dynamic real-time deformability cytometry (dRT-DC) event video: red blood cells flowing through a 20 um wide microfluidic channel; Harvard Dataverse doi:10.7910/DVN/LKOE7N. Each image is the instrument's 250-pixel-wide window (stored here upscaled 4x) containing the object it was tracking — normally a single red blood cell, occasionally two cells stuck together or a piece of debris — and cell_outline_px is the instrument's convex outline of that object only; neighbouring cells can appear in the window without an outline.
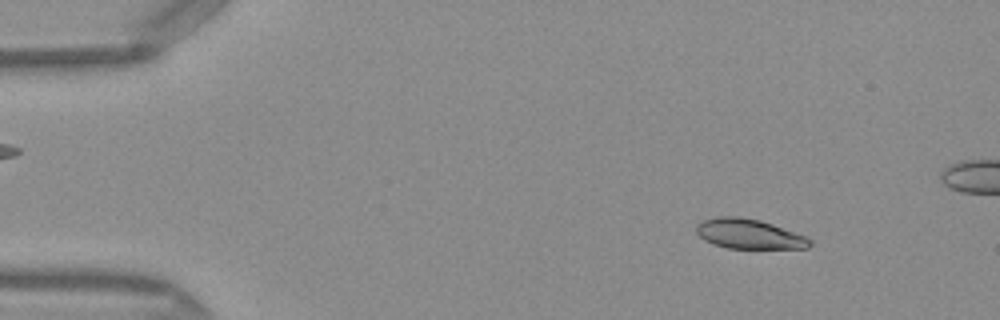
{"species": "Egyptian fruit bat (a non-hibernating species)", "species_latin": "Rousettus aegyptiacus", "temperature_condition": "warm", "stored_images_in_passage": 50, "camera_frame_rate_fps": 3000, "um_per_image_px": 0.085, "frame": {"image": 1, "passage_image": 6, "time_ms": 1.667, "image_size_px": [1000, 320], "cell_outline_px": [[812, 244], [808, 248], [728, 248], [712, 244], [704, 240], [696, 232], [696, 224], [704, 220], [716, 216], [736, 216], [760, 220], [808, 236], [812, 240]], "centroid_in_image_um": [63.68, 19.88], "position_along_channel_um": 21.3, "area_um2": 19.83}}
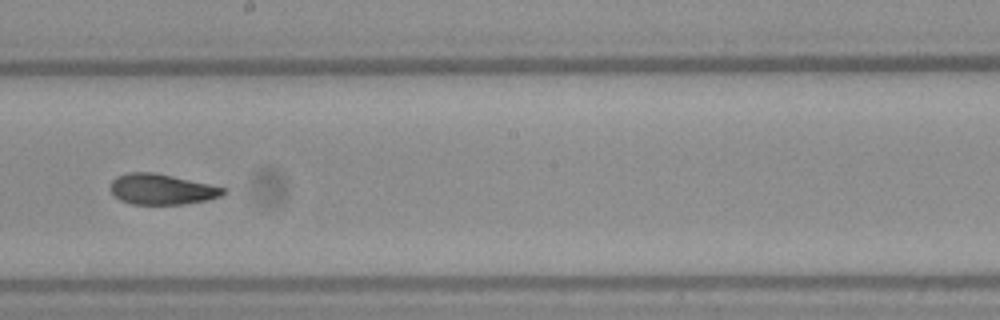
{"frame": {"image": 2, "passage_image": 28, "time_ms": 9.0, "image_size_px": [1000, 320], "cell_outline_px": [[228, 192], [220, 196], [208, 200], [184, 204], [132, 204], [120, 200], [108, 188], [112, 180], [116, 176], [128, 172], [152, 172], [172, 176], [208, 184], [224, 188]], "centroid_in_image_um": [13.71, 16.09], "position_along_channel_um": 234.5, "area_um2": 20.06}}
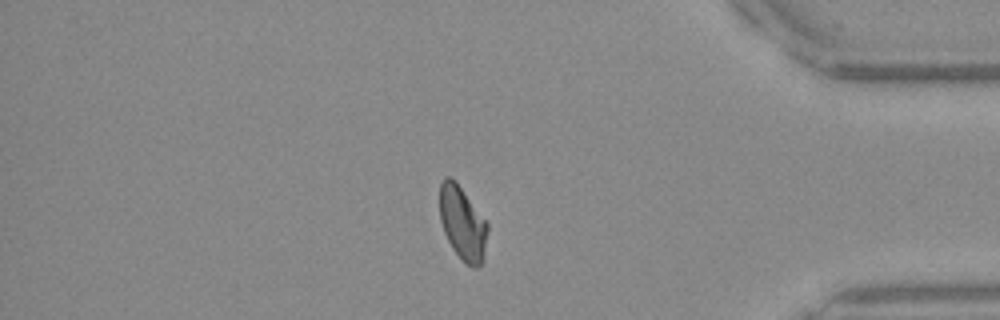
{"frame": {"image": 3, "passage_image": 42, "time_ms": 13.667, "image_size_px": [1000, 320], "cell_outline_px": [[488, 228], [484, 260], [476, 268], [472, 268], [452, 248], [444, 232], [440, 220], [440, 184], [448, 176], [456, 180], [488, 224]], "centroid_in_image_um": [39.32, 18.97], "position_along_channel_um": 395.9, "area_um2": 20.35}, "authors_computed_cell_mechanics": {"area_um2": 20.4612, "velocity_mm_per_s": 4.0951, "shape_relaxation_time_tau1_ms": 5.3633, "shape_relaxation_time_tau2_ms": 2.4052, "deformation_change_tau1": 0.1549, "deformation_change_tau2": 0.071}}